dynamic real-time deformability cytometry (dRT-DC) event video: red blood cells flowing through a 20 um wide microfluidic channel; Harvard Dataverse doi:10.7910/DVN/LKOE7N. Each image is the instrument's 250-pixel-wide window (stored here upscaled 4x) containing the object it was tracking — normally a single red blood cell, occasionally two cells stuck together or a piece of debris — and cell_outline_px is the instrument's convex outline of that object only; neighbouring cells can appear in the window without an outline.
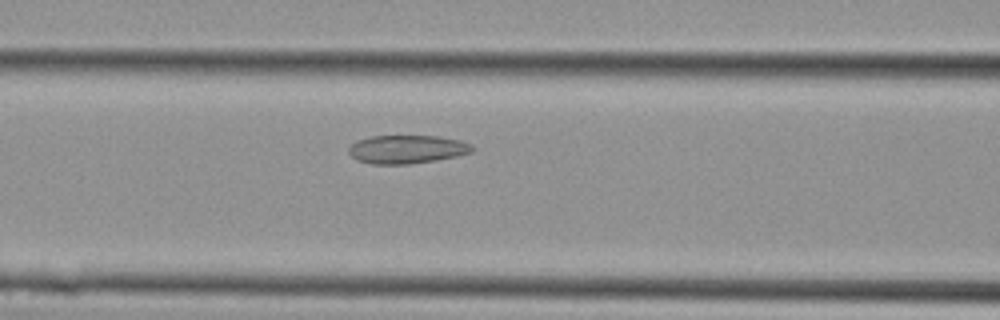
{"species": "Egyptian fruit bat (a non-hibernating species)", "species_latin": "Rousettus aegyptiacus", "temperature_condition": "cold", "stored_images_in_passage": 11, "camera_frame_rate_fps": 3000, "um_per_image_px": 0.085, "animal": {"sex": "female"}, "frame": {"image": 1, "passage_image": 7, "time_ms": 2.0, "image_size_px": [1000, 320], "cell_outline_px": [[476, 148], [472, 152], [456, 156], [436, 160], [408, 164], [372, 164], [356, 160], [348, 152], [348, 148], [356, 140], [372, 136], [436, 136], [460, 140], [472, 144]], "centroid_in_image_um": [34.59, 12.69], "position_along_channel_um": 132.0, "area_um2": 20.52}}
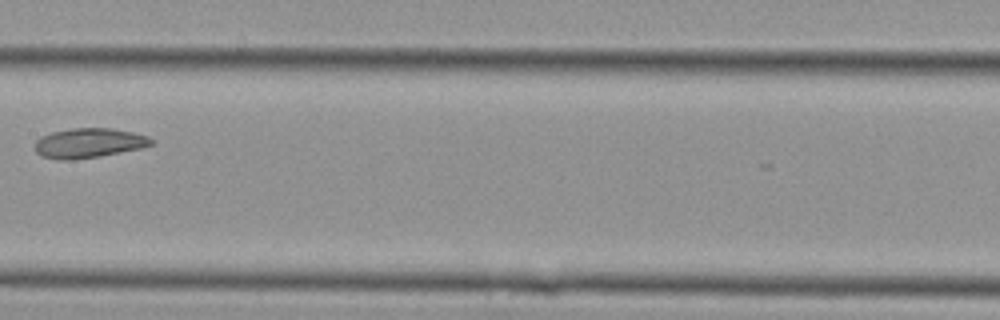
{"frame": {"image": 2, "passage_image": 10, "time_ms": 3.0, "image_size_px": [1000, 320], "cell_outline_px": [[152, 144], [144, 148], [100, 156], [72, 160], [60, 160], [40, 156], [36, 152], [36, 140], [40, 136], [52, 132], [72, 128], [112, 128], [132, 132], [148, 136], [152, 140]], "centroid_in_image_um": [7.55, 12.16], "position_along_channel_um": 199.9, "area_um2": 20.23}}